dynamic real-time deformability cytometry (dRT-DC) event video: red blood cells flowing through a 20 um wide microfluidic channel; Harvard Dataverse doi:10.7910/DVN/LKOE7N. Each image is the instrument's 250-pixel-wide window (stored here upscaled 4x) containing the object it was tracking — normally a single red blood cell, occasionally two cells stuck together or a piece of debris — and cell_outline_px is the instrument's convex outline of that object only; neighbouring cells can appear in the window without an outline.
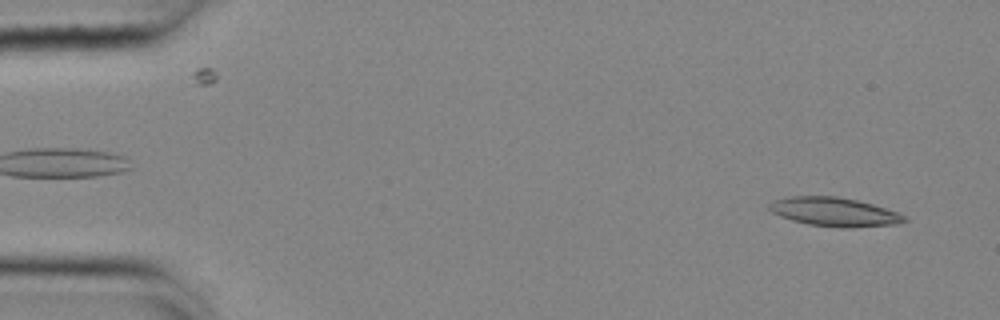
{"species": "common noctule bat (a hibernating species)", "species_latin": "Nyctalus noctula", "temperature_condition": "cold", "stored_images_in_passage": 54, "camera_frame_rate_fps": 3000, "um_per_image_px": 0.085, "animal": {"sex": "female", "body_mass_g": 25.1}, "frame": {"image": 1, "passage_image": 3, "time_ms": 0.667, "image_size_px": [1000, 320], "cell_outline_px": [[908, 220], [896, 224], [852, 228], [840, 228], [808, 224], [792, 220], [780, 216], [772, 212], [768, 208], [768, 204], [772, 200], [792, 196], [836, 196], [856, 200], [872, 204], [908, 216]], "centroid_in_image_um": [70.91, 18.02], "position_along_channel_um": 14.1, "area_um2": 22.77}}
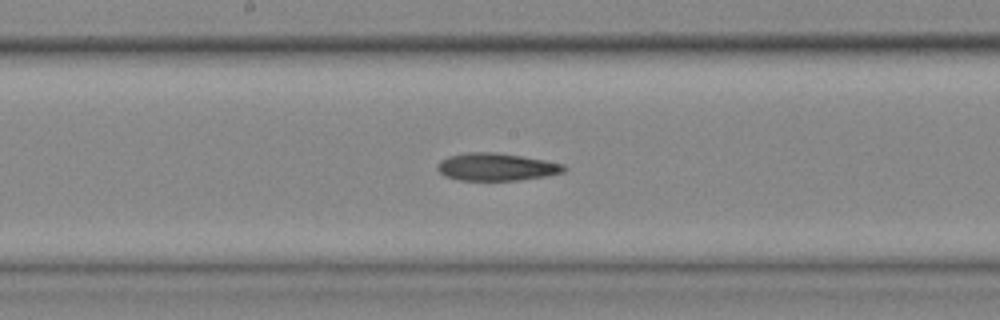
{"frame": {"image": 2, "passage_image": 28, "time_ms": 9.0, "image_size_px": [1000, 320], "cell_outline_px": [[568, 168], [564, 172], [544, 176], [520, 180], [456, 180], [444, 176], [436, 168], [440, 160], [448, 156], [468, 152], [492, 152], [520, 156], [544, 160], [564, 164]], "centroid_in_image_um": [42.17, 14.19], "position_along_channel_um": 206.0, "area_um2": 20.29}}
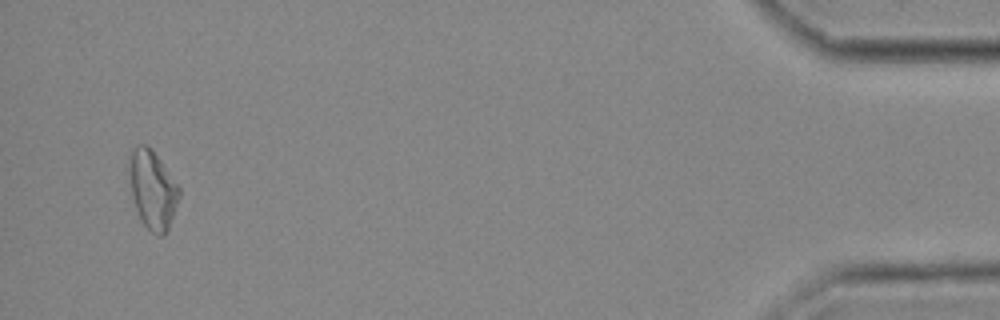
{"frame": {"image": 3, "passage_image": 52, "time_ms": 17.0, "image_size_px": [1000, 320], "cell_outline_px": [[180, 196], [168, 228], [164, 236], [156, 236], [144, 224], [136, 208], [132, 196], [128, 172], [128, 156], [132, 148], [140, 144], [148, 144], [152, 148], [180, 188]], "centroid_in_image_um": [12.95, 16.06], "position_along_channel_um": 422.3, "area_um2": 22.95}, "authors_computed_cell_mechanics": {"area_um2": 21.3571, "velocity_mm_per_s": 3.6835, "shape_relaxation_time_tau1_ms": 10.1857, "shape_relaxation_time_tau2_ms": 9.9442, "deformation_change_tau1": 0.1456, "deformation_change_tau2": 0.2194}}